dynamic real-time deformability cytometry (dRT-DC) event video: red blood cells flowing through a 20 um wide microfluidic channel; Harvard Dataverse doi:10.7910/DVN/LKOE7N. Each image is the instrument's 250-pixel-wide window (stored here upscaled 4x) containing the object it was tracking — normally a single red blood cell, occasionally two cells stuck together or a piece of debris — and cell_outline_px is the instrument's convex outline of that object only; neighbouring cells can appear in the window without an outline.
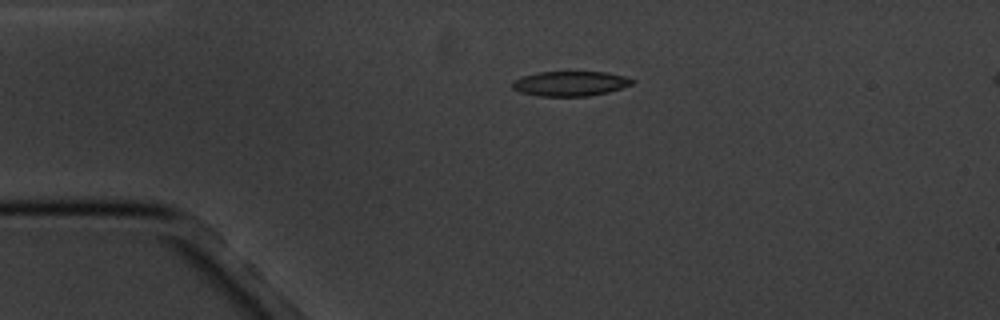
{"species": "common noctule bat (a hibernating species)", "species_latin": "Nyctalus noctula", "temperature_condition": "cold", "stored_images_in_passage": 5, "camera_frame_rate_fps": 3000, "um_per_image_px": 0.085, "animal": {"sex": "male", "body_mass_g": 20.1, "forearm_length_mm": 53.5}, "frame": {"image": 1, "passage_image": 2, "time_ms": 2.333, "image_size_px": [1000, 320], "cell_outline_px": [[636, 80], [632, 84], [608, 92], [588, 96], [540, 96], [520, 92], [512, 88], [512, 80], [536, 72], [608, 72], [624, 76]], "centroid_in_image_um": [48.46, 7.1], "position_along_channel_um": 36.5, "area_um2": 17.34}}